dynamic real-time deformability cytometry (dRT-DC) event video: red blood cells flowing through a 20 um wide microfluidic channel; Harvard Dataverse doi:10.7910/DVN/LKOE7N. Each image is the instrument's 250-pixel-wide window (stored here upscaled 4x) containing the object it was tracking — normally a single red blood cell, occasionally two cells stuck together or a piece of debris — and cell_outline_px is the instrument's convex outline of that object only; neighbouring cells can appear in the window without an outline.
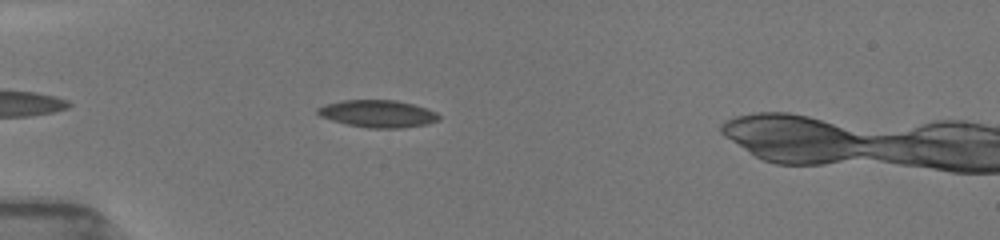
{"species": "common noctule bat (a hibernating species)", "species_latin": "Nyctalus noctula", "temperature_condition": "room temperature", "stored_images_in_passage": 43, "camera_frame_rate_fps": 3000, "um_per_image_px": 0.085, "animal": {"sex": "female", "body_mass_g": 19.5, "forearm_length_mm": 54.1}, "frame": {"image": 1, "passage_image": 7, "time_ms": 2.0, "image_size_px": [1000, 240], "cell_outline_px": [[440, 120], [428, 124], [404, 128], [368, 128], [348, 124], [332, 120], [320, 116], [316, 112], [316, 108], [324, 104], [344, 100], [396, 100], [412, 104], [436, 112], [440, 116]], "centroid_in_image_um": [32.11, 9.67], "position_along_channel_um": 52.9, "area_um2": 19.31}}
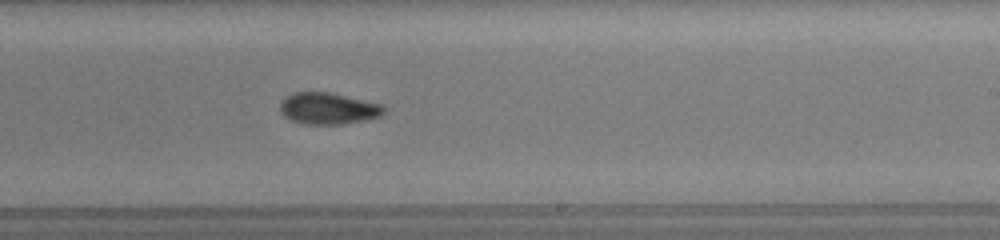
{"frame": {"image": 2, "passage_image": 24, "time_ms": 7.667, "image_size_px": [1000, 240], "cell_outline_px": [[388, 108], [380, 116], [364, 120], [344, 124], [304, 124], [292, 120], [284, 116], [280, 112], [280, 104], [288, 96], [296, 92], [328, 92], [384, 104]], "centroid_in_image_um": [27.95, 9.22], "position_along_channel_um": 261.1, "area_um2": 19.07}}
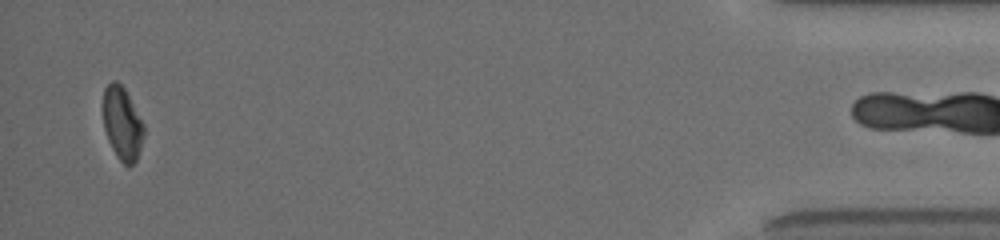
{"frame": {"image": 3, "passage_image": 42, "time_ms": 13.667, "image_size_px": [1000, 240], "cell_outline_px": [[144, 136], [136, 160], [128, 168], [116, 156], [108, 140], [104, 128], [104, 88], [112, 80], [116, 80], [124, 88], [144, 124]], "centroid_in_image_um": [10.4, 10.51], "position_along_channel_um": 424.8, "area_um2": 17.17}}